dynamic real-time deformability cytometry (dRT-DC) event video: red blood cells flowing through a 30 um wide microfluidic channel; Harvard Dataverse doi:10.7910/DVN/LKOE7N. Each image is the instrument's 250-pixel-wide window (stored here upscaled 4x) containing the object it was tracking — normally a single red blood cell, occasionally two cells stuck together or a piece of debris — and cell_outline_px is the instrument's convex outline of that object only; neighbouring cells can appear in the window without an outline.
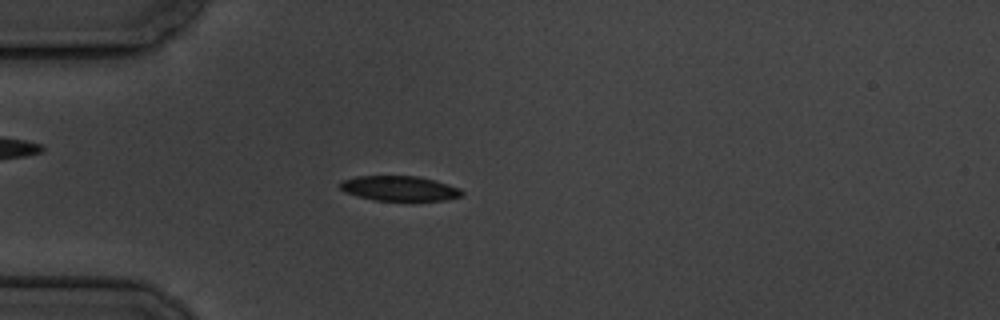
{"species": "common noctule bat (a hibernating species)", "species_latin": "Nyctalus noctula", "temperature_condition": "cold", "stored_images_in_passage": 4, "camera_frame_rate_fps": 3000, "um_per_image_px": 0.085, "animal": {"sex": "male", "body_mass_g": 19.5, "forearm_length_mm": 54.6}, "frame": {"image": 1, "passage_image": 4, "time_ms": 3.333, "image_size_px": [1000, 320], "cell_outline_px": [[464, 192], [460, 196], [444, 200], [376, 200], [356, 196], [344, 192], [336, 184], [340, 180], [356, 176], [420, 176], [448, 184], [460, 188]], "centroid_in_image_um": [33.88, 16.0], "position_along_channel_um": 51.1, "area_um2": 17.8}}